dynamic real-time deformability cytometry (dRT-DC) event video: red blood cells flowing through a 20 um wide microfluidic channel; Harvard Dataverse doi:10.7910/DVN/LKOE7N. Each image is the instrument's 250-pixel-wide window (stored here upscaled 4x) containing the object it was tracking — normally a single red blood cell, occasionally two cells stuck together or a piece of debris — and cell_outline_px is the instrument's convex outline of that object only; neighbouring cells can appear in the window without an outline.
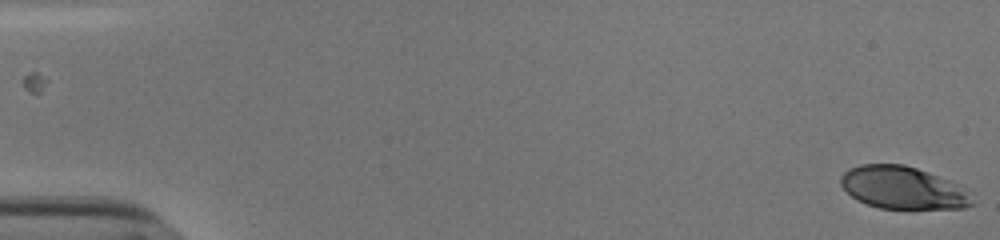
{"species": "human", "species_latin": "Homo sapiens", "temperature_condition": "cold", "stored_images_in_passage": 54, "camera_frame_rate_fps": 3000, "um_per_image_px": 0.085, "donor": {"sex": "male"}, "frame": {"image": 1, "passage_image": 1, "time_ms": 0.0, "image_size_px": [1000, 240], "cell_outline_px": [[976, 204], [964, 208], [880, 208], [856, 200], [840, 184], [840, 176], [848, 168], [860, 164], [904, 164], [928, 172], [948, 180], [956, 184]], "centroid_in_image_um": [76.67, 15.95], "position_along_channel_um": 8.3, "area_um2": 32.08}}
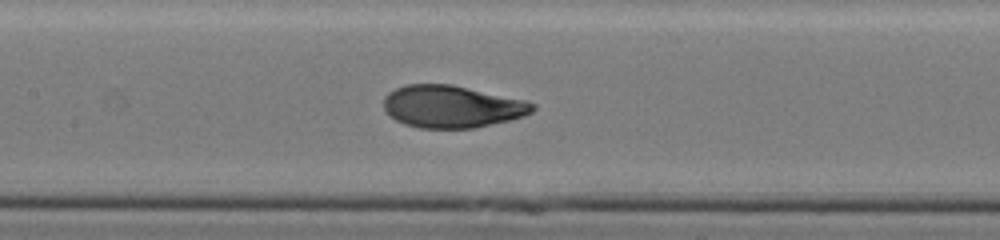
{"frame": {"image": 2, "passage_image": 27, "time_ms": 8.667, "image_size_px": [1000, 240], "cell_outline_px": [[536, 108], [532, 112], [524, 116], [508, 120], [472, 128], [420, 128], [404, 124], [396, 120], [384, 108], [384, 96], [388, 92], [396, 88], [408, 84], [452, 84], [524, 100], [536, 104]], "centroid_in_image_um": [38.4, 9.05], "position_along_channel_um": 169.0, "area_um2": 36.47}}
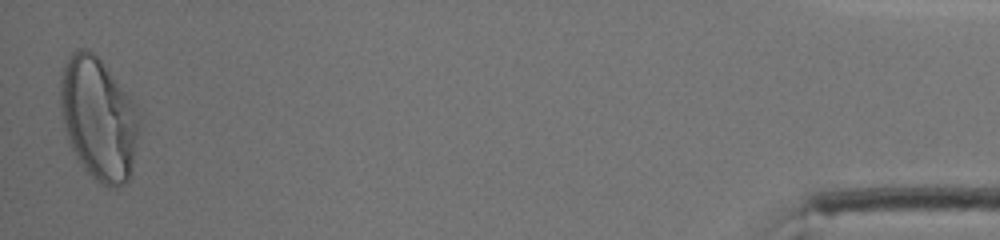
{"frame": {"image": 3, "passage_image": 54, "time_ms": 17.667, "image_size_px": [1000, 240], "cell_outline_px": [[136, 136], [132, 172], [128, 180], [124, 184], [116, 188], [108, 188], [96, 180], [88, 172], [76, 156], [68, 140], [64, 128], [60, 112], [60, 76], [64, 64], [68, 56], [76, 48], [88, 48], [100, 60], [132, 100], [136, 108]], "centroid_in_image_um": [8.32, 10.08], "position_along_channel_um": 426.9, "area_um2": 55.55}, "authors_computed_cell_mechanics": {"area_um2": 36.6741, "velocity_mm_per_s": 3.8031, "shape_relaxation_time_tau1_ms": 3.8685, "shape_relaxation_time_tau2_ms": null, "deformation_change_tau1": 0.1857, "deformation_change_tau2": null}}